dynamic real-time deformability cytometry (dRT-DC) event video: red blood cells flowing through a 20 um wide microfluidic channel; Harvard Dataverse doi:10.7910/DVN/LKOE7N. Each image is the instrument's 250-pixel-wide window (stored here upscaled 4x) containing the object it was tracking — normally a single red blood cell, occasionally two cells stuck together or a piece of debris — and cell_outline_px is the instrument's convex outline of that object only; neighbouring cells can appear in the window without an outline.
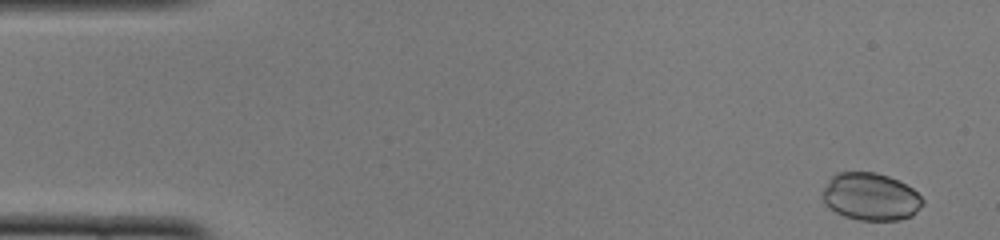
{"species": "common noctule bat (a hibernating species)", "species_latin": "Nyctalus noctula", "temperature_condition": "cold", "stored_images_in_passage": 50, "camera_frame_rate_fps": 3000, "um_per_image_px": 0.085, "animal": {"sex": "female", "body_mass_g": 22.0, "forearm_length_mm": 56.7}, "frame": {"image": 1, "passage_image": 2, "time_ms": 0.333, "image_size_px": [1000, 240], "cell_outline_px": [[924, 204], [912, 216], [900, 220], [860, 220], [844, 216], [836, 212], [824, 204], [820, 196], [820, 192], [828, 180], [836, 172], [876, 172], [888, 176], [912, 188], [924, 200]], "centroid_in_image_um": [73.96, 16.72], "position_along_channel_um": 11.0, "area_um2": 27.98}}
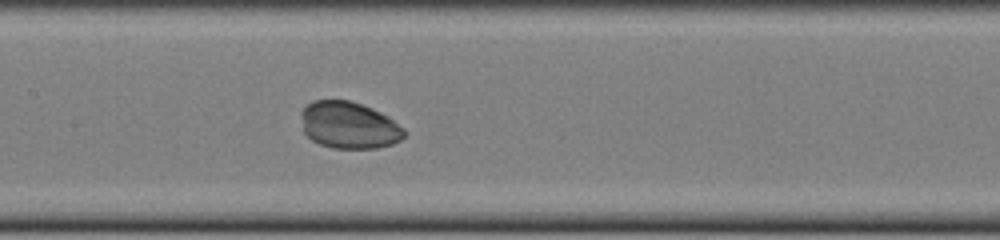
{"frame": {"image": 2, "passage_image": 24, "time_ms": 7.667, "image_size_px": [1000, 240], "cell_outline_px": [[408, 132], [400, 140], [392, 144], [376, 148], [332, 148], [320, 144], [312, 140], [304, 132], [300, 116], [300, 112], [312, 100], [348, 100], [372, 108], [388, 116], [404, 128]], "centroid_in_image_um": [29.66, 10.64], "position_along_channel_um": 177.7, "area_um2": 28.26}}
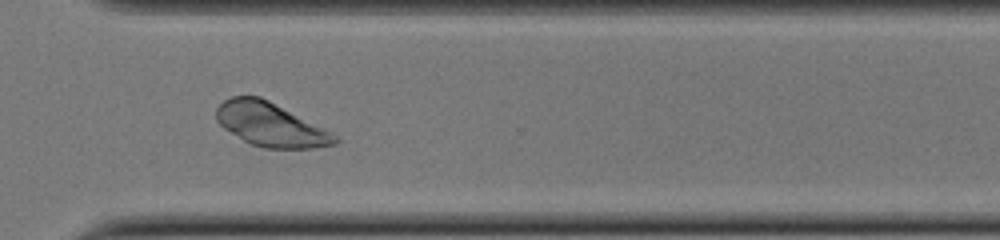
{"frame": {"image": 3, "passage_image": 37, "time_ms": 12.0, "image_size_px": [1000, 240], "cell_outline_px": [[340, 140], [336, 144], [312, 148], [264, 148], [252, 144], [244, 140], [224, 128], [216, 120], [216, 108], [224, 100], [232, 96], [260, 96], [340, 136]], "centroid_in_image_um": [23.02, 10.59], "position_along_channel_um": 347.6, "area_um2": 30.0}, "authors_computed_cell_mechanics": {"area_um2": 29.3046, "velocity_mm_per_s": 3.9079, "shape_relaxation_time_tau1_ms": 1.0994, "shape_relaxation_time_tau2_ms": 7.4793, "deformation_change_tau1": 0.0538, "deformation_change_tau2": 0.0993}}